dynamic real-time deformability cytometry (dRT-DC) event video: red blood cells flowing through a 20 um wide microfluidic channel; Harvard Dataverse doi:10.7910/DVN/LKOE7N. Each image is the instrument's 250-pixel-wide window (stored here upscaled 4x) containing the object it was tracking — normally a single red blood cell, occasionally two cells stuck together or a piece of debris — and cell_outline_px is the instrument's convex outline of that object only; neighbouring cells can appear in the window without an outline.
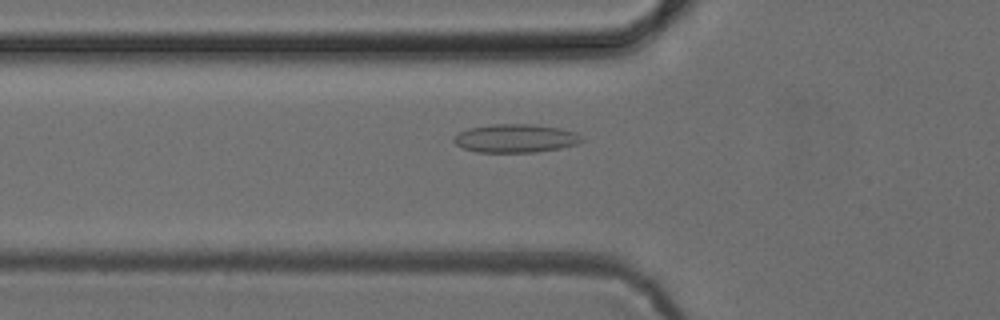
{"species": "common noctule bat (a hibernating species)", "species_latin": "Nyctalus noctula", "temperature_condition": "cold", "stored_images_in_passage": 32, "camera_frame_rate_fps": 3000, "um_per_image_px": 0.085, "animal": {"sex": "female", "body_mass_g": 24.6, "forearm_length_mm": 56.2}, "frame": {"image": 1, "passage_image": 4, "time_ms": 1.0, "image_size_px": [1000, 320], "cell_outline_px": [[584, 140], [576, 144], [560, 148], [536, 152], [476, 152], [464, 148], [456, 144], [452, 140], [452, 136], [468, 128], [492, 124], [532, 124], [560, 128], [576, 132]], "centroid_in_image_um": [43.8, 11.75], "position_along_channel_um": 82.0, "area_um2": 21.21}}
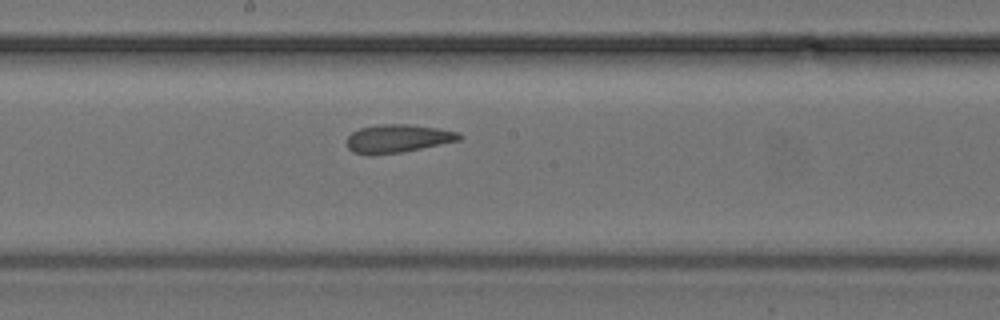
{"frame": {"image": 2, "passage_image": 14, "time_ms": 4.333, "image_size_px": [1000, 320], "cell_outline_px": [[464, 136], [460, 140], [400, 152], [372, 156], [368, 156], [352, 152], [348, 148], [348, 136], [352, 132], [360, 128], [380, 124], [408, 124], [440, 128], [456, 132]], "centroid_in_image_um": [33.78, 11.78], "position_along_channel_um": 214.4, "area_um2": 18.5}}
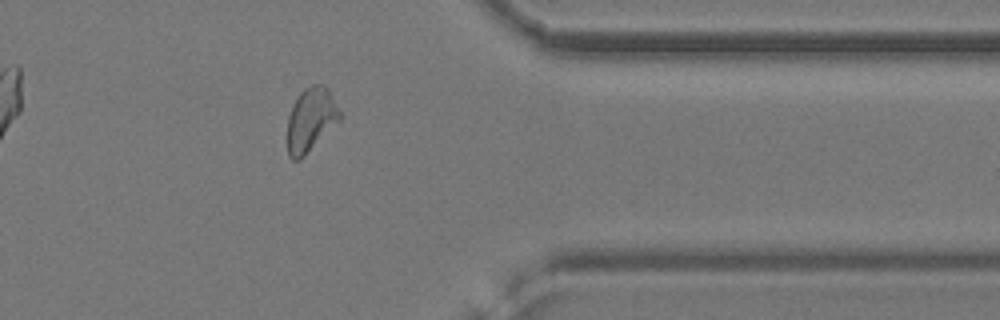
{"frame": {"image": 3, "passage_image": 28, "time_ms": 9.0, "image_size_px": [1000, 320], "cell_outline_px": [[340, 120], [300, 160], [292, 160], [288, 156], [288, 116], [292, 104], [300, 92], [304, 88], [312, 84], [324, 84], [328, 88], [340, 112]], "centroid_in_image_um": [26.4, 10.15], "position_along_channel_um": 385.0, "area_um2": 19.42}}